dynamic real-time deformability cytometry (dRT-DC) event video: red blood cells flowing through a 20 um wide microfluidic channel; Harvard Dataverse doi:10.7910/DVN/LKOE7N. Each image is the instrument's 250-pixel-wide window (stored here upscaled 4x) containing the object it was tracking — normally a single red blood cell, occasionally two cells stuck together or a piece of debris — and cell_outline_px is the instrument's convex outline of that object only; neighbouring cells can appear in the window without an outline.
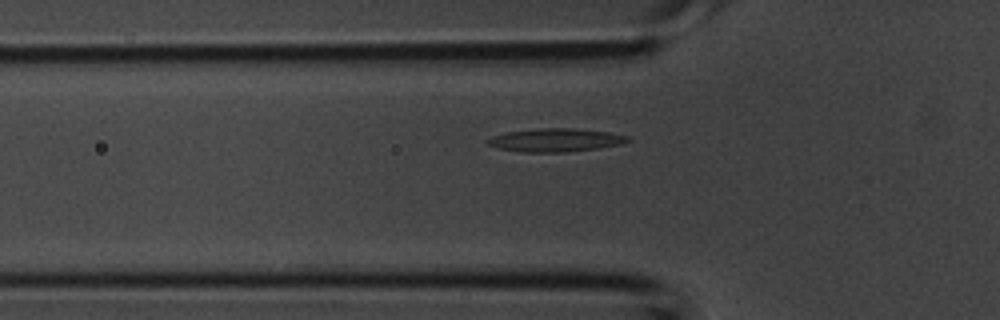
{"species": "common noctule bat (a hibernating species)", "species_latin": "Nyctalus noctula", "temperature_condition": "room temperature", "stored_images_in_passage": 5, "camera_frame_rate_fps": 3000, "um_per_image_px": 0.085, "animal": {"sex": "male", "body_mass_g": 20.1, "forearm_length_mm": 53.5}, "frame": {"image": 1, "passage_image": 5, "time_ms": 1.333, "image_size_px": [1000, 320], "cell_outline_px": [[632, 140], [620, 144], [596, 148], [564, 152], [520, 152], [496, 148], [488, 144], [484, 140], [492, 136], [508, 132], [540, 128], [572, 128], [608, 132], [628, 136]], "centroid_in_image_um": [47.18, 11.91], "position_along_channel_um": 78.6, "area_um2": 18.9}}